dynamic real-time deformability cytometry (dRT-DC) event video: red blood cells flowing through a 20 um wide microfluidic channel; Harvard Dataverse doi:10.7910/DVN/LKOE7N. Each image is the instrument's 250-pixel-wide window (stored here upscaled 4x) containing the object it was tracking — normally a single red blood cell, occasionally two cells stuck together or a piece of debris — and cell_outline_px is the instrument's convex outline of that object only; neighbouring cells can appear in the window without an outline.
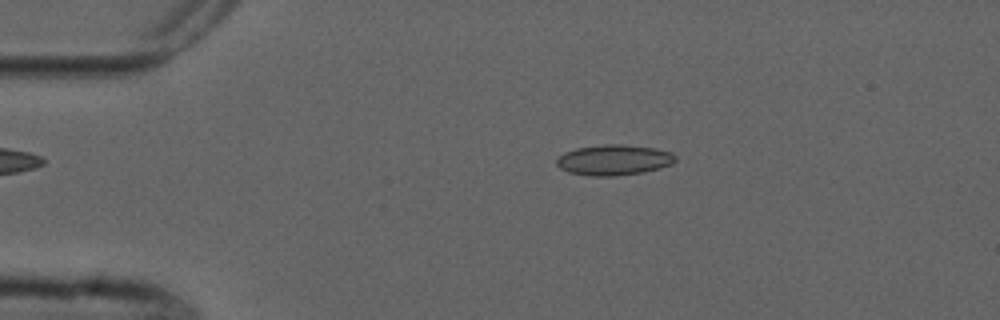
{"species": "common noctule bat (a hibernating species)", "species_latin": "Nyctalus noctula", "temperature_condition": "cold", "stored_images_in_passage": 9, "camera_frame_rate_fps": 3000, "um_per_image_px": 0.085, "animal": {"sex": "male", "forearm_length_mm": 52.5}, "frame": {"image": 1, "passage_image": 4, "time_ms": 3.333, "image_size_px": [1000, 320], "cell_outline_px": [[676, 160], [672, 164], [660, 168], [644, 172], [616, 176], [592, 176], [568, 172], [560, 168], [556, 164], [556, 160], [564, 152], [576, 148], [604, 144], [624, 144], [656, 148], [672, 152], [676, 156]], "centroid_in_image_um": [52.2, 13.59], "position_along_channel_um": 32.8, "area_um2": 21.33}}
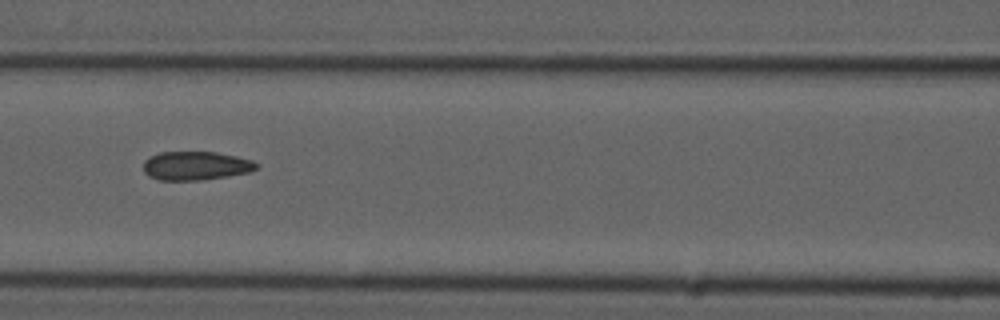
{"frame": {"image": 2, "passage_image": 7, "time_ms": 7.667, "image_size_px": [1000, 320], "cell_outline_px": [[260, 164], [256, 168], [248, 172], [228, 176], [200, 180], [160, 180], [148, 176], [144, 172], [144, 160], [148, 156], [160, 152], [216, 152], [236, 156], [252, 160]], "centroid_in_image_um": [16.62, 14.08], "position_along_channel_um": 150.0, "area_um2": 18.96}}
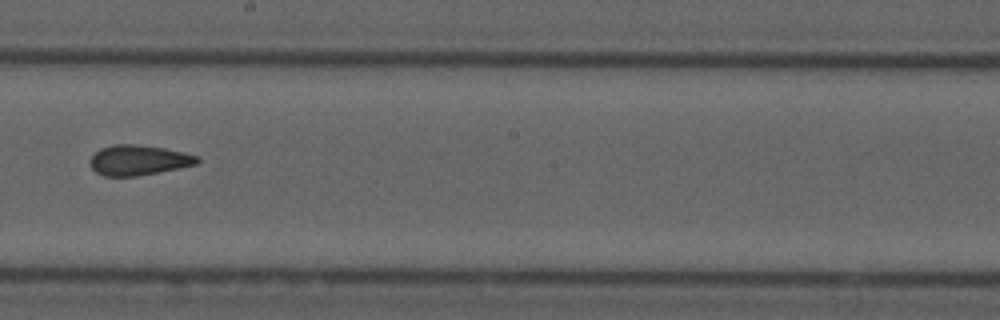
{"frame": {"image": 3, "passage_image": 9, "time_ms": 10.0, "image_size_px": [1000, 320], "cell_outline_px": [[200, 160], [196, 164], [136, 176], [104, 176], [96, 172], [88, 164], [88, 160], [100, 148], [112, 144], [132, 144], [164, 148], [184, 152], [200, 156]], "centroid_in_image_um": [11.74, 13.6], "position_along_channel_um": 236.5, "area_um2": 18.79}}